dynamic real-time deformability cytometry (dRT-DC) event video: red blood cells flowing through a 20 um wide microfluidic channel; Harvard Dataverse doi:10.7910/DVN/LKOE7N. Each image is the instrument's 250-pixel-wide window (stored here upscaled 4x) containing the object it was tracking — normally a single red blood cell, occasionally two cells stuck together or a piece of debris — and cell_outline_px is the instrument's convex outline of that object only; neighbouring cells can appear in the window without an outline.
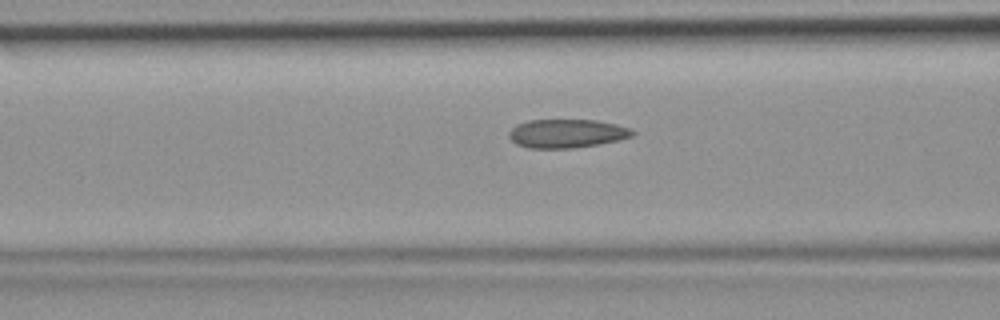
{"species": "common noctule bat (a hibernating species)", "species_latin": "Nyctalus noctula", "temperature_condition": "room temperature", "stored_images_in_passage": 35, "camera_frame_rate_fps": 3000, "um_per_image_px": 0.085, "animal": {"sex": "female", "body_mass_g": 19.9}, "frame": {"image": 1, "passage_image": 10, "time_ms": 3.0, "image_size_px": [1000, 320], "cell_outline_px": [[636, 132], [632, 136], [600, 144], [572, 148], [528, 148], [516, 144], [508, 136], [508, 132], [516, 124], [528, 120], [596, 120], [616, 124], [632, 128]], "centroid_in_image_um": [48.17, 11.34], "position_along_channel_um": 118.4, "area_um2": 20.69}}
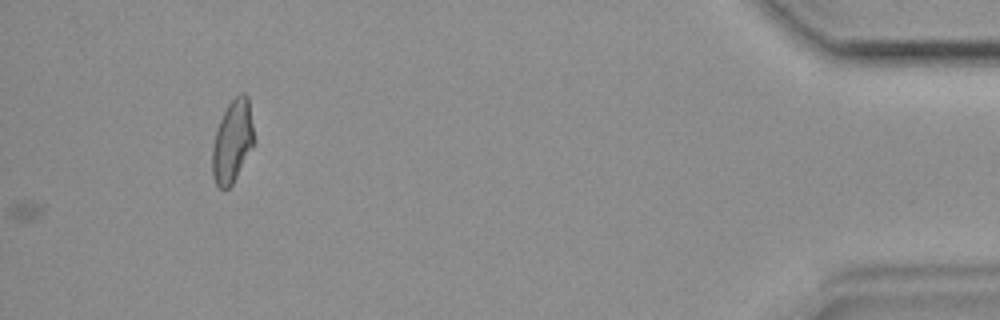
{"frame": {"image": 2, "passage_image": 35, "time_ms": 11.333, "image_size_px": [1000, 320], "cell_outline_px": [[256, 144], [232, 184], [228, 188], [220, 188], [216, 184], [212, 176], [212, 144], [216, 128], [228, 104], [240, 92], [244, 92], [248, 96], [256, 140]], "centroid_in_image_um": [19.78, 12.0], "position_along_channel_um": 415.4, "area_um2": 20.58}}